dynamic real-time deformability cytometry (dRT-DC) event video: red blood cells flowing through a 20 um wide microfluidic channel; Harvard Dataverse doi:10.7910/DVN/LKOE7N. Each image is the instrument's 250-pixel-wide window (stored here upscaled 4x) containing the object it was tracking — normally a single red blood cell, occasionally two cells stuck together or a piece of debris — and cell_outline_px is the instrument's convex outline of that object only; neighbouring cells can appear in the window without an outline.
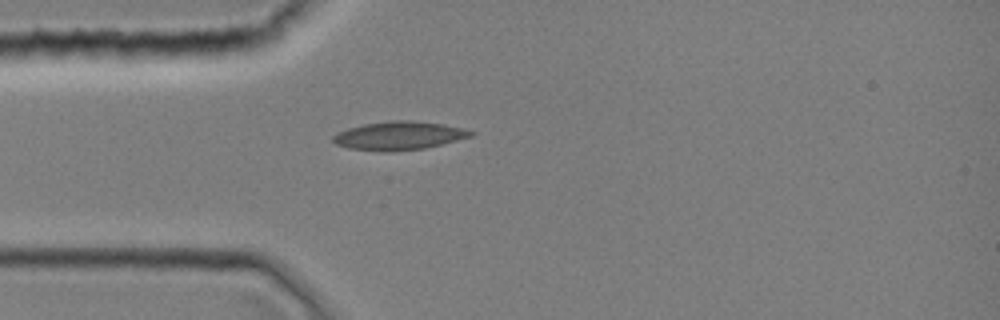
{"species": "common noctule bat (a hibernating species)", "species_latin": "Nyctalus noctula", "temperature_condition": "room temperature", "stored_images_in_passage": 1, "camera_frame_rate_fps": 3000, "um_per_image_px": 0.085, "animal": {"sex": "female", "body_mass_g": 19.0, "forearm_length_mm": 51.5}, "frame": {"image": 1, "passage_image": 1, "time_ms": 0.0, "image_size_px": [1000, 320], "cell_outline_px": [[476, 132], [472, 136], [424, 148], [384, 152], [348, 148], [336, 144], [332, 140], [332, 136], [348, 128], [364, 124], [392, 120], [412, 120], [440, 124], [460, 128]], "centroid_in_image_um": [33.87, 11.53], "position_along_channel_um": 51.1, "area_um2": 22.48}}